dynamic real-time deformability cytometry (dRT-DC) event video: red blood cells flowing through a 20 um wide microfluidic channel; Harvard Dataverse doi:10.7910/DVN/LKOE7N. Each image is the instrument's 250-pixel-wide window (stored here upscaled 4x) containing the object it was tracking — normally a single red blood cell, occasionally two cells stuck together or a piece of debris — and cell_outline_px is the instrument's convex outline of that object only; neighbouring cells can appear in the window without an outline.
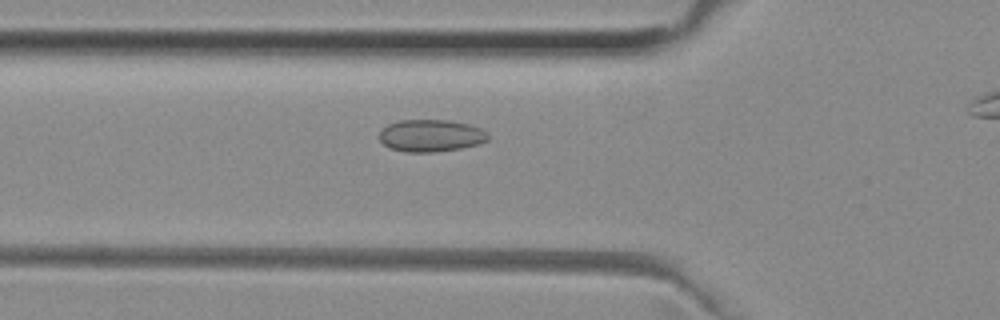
{"species": "common noctule bat (a hibernating species)", "species_latin": "Nyctalus noctula", "temperature_condition": "room temperature", "stored_images_in_passage": 41, "camera_frame_rate_fps": 3000, "um_per_image_px": 0.085, "animal": {"sex": "female", "body_mass_g": 29.2, "forearm_length_mm": 56.3}, "frame": {"image": 1, "passage_image": 14, "time_ms": 4.333, "image_size_px": [1000, 320], "cell_outline_px": [[488, 140], [480, 144], [460, 148], [432, 152], [404, 152], [388, 148], [380, 140], [380, 128], [388, 124], [400, 120], [448, 120], [468, 124], [480, 128], [488, 132]], "centroid_in_image_um": [36.61, 11.53], "position_along_channel_um": 89.2, "area_um2": 20.52}}
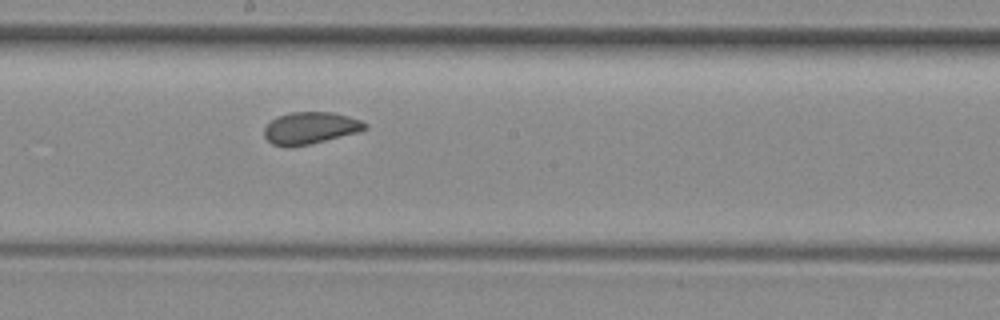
{"frame": {"image": 2, "passage_image": 24, "time_ms": 7.667, "image_size_px": [1000, 320], "cell_outline_px": [[368, 128], [356, 132], [308, 144], [288, 148], [272, 144], [264, 136], [264, 128], [272, 120], [280, 116], [292, 112], [332, 112], [348, 116], [360, 120], [368, 124]], "centroid_in_image_um": [26.36, 10.88], "position_along_channel_um": 221.8, "area_um2": 18.5}}
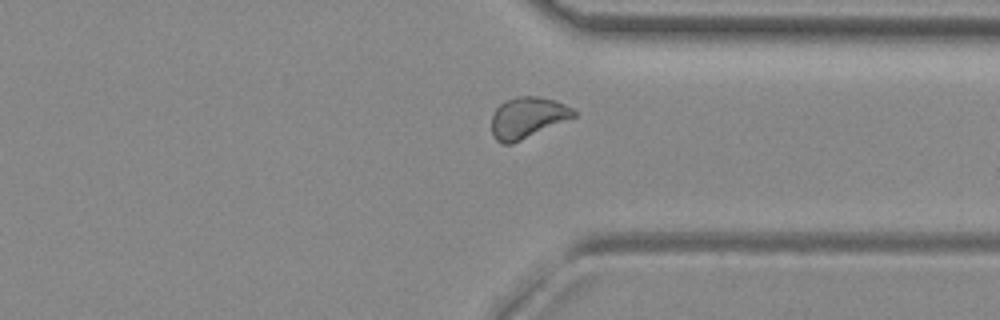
{"frame": {"image": 3, "passage_image": 35, "time_ms": 11.333, "image_size_px": [1000, 320], "cell_outline_px": [[576, 116], [512, 144], [500, 144], [492, 136], [492, 112], [504, 100], [516, 96], [536, 96], [552, 100], [564, 104], [572, 108], [576, 112]], "centroid_in_image_um": [44.79, 10.0], "position_along_channel_um": 366.6, "area_um2": 19.65}, "authors_computed_cell_mechanics": {"area_um2": 19.1896, "velocity_mm_per_s": 3.9688, "shape_relaxation_time_tau1_ms": null, "shape_relaxation_time_tau2_ms": 1.173, "deformation_change_tau1": null, "deformation_change_tau2": 0.0532}}